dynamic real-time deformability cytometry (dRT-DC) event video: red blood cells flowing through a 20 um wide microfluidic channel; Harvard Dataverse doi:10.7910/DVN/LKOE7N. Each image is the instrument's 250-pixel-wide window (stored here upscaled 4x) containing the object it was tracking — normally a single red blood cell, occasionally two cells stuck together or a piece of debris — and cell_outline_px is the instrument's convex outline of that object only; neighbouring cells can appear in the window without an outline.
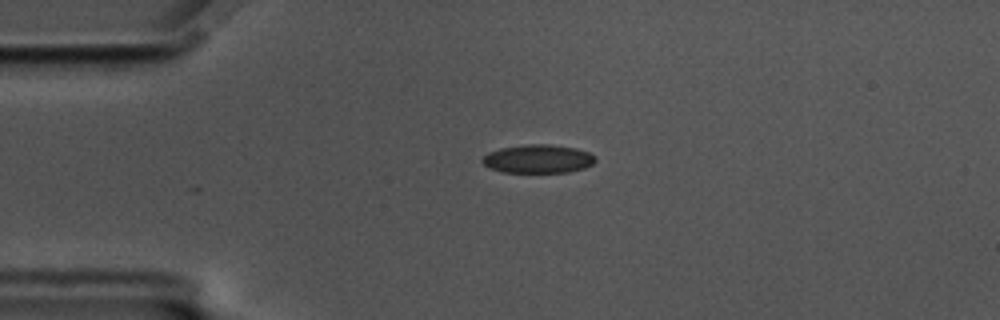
{"species": "common noctule bat (a hibernating species)", "species_latin": "Nyctalus noctula", "temperature_condition": "cold", "stored_images_in_passage": 36, "camera_frame_rate_fps": 3000, "um_per_image_px": 0.085, "animal": {"sex": "male", "body_mass_g": 17.5, "forearm_length_mm": 52.3}, "frame": {"image": 1, "passage_image": 1, "time_ms": 0.0, "image_size_px": [1000, 320], "cell_outline_px": [[596, 160], [592, 164], [584, 168], [568, 172], [504, 172], [488, 168], [480, 160], [488, 152], [500, 148], [528, 144], [548, 144], [576, 148], [588, 152], [596, 156]], "centroid_in_image_um": [45.72, 13.5], "position_along_channel_um": 39.3, "area_um2": 18.79}}
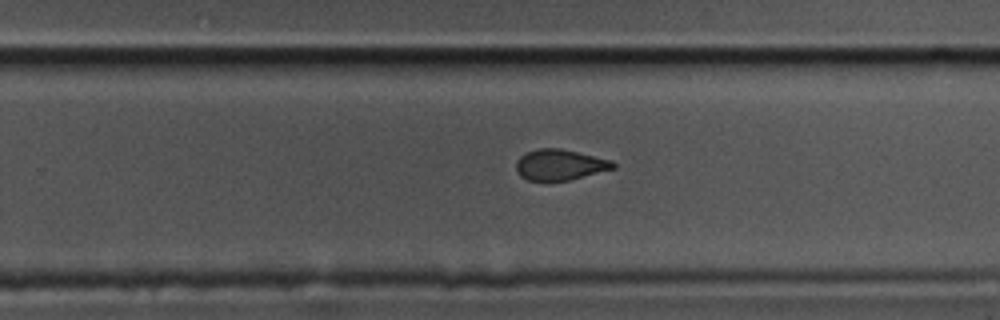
{"frame": {"image": 2, "passage_image": 24, "time_ms": 7.667, "image_size_px": [1000, 320], "cell_outline_px": [[616, 168], [568, 180], [528, 180], [520, 176], [516, 172], [516, 160], [520, 156], [536, 148], [560, 148], [612, 160], [616, 164]], "centroid_in_image_um": [47.58, 13.99], "position_along_channel_um": 282.2, "area_um2": 17.34}}
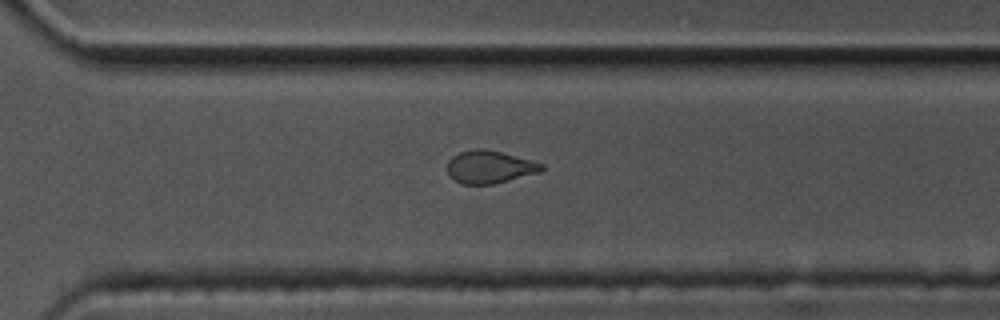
{"frame": {"image": 3, "passage_image": 28, "time_ms": 9.0, "image_size_px": [1000, 320], "cell_outline_px": [[544, 168], [540, 172], [492, 184], [460, 184], [448, 172], [448, 160], [452, 156], [460, 152], [476, 148], [484, 148], [500, 152], [544, 164]], "centroid_in_image_um": [41.6, 14.18], "position_along_channel_um": 329.0, "area_um2": 17.69}, "authors_computed_cell_mechanics": {"area_um2": 18.6116, "velocity_mm_per_s": 3.5143, "shape_relaxation_time_tau1_ms": 5.2439, "shape_relaxation_time_tau2_ms": 2.135, "deformation_change_tau1": 0.1376, "deformation_change_tau2": 0.0867}}